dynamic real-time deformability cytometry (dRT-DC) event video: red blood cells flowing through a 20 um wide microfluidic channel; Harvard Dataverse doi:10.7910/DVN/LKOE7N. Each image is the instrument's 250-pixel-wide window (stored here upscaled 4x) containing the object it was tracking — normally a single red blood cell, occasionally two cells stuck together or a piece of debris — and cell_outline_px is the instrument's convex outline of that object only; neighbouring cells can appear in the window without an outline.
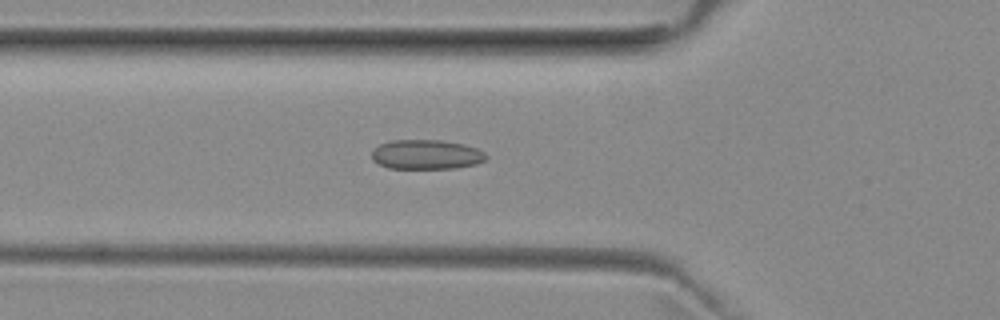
{"species": "common noctule bat (a hibernating species)", "species_latin": "Nyctalus noctula", "temperature_condition": "room temperature", "stored_images_in_passage": 43, "camera_frame_rate_fps": 3000, "um_per_image_px": 0.085, "animal": {"sex": "female", "body_mass_g": 29.2, "forearm_length_mm": 56.3}, "frame": {"image": 1, "passage_image": 13, "time_ms": 4.0, "image_size_px": [1000, 320], "cell_outline_px": [[488, 156], [484, 160], [476, 164], [456, 168], [388, 168], [372, 160], [372, 152], [380, 144], [392, 140], [440, 140], [464, 144], [476, 148], [484, 152]], "centroid_in_image_um": [36.25, 13.13], "position_along_channel_um": 89.6, "area_um2": 19.59}}
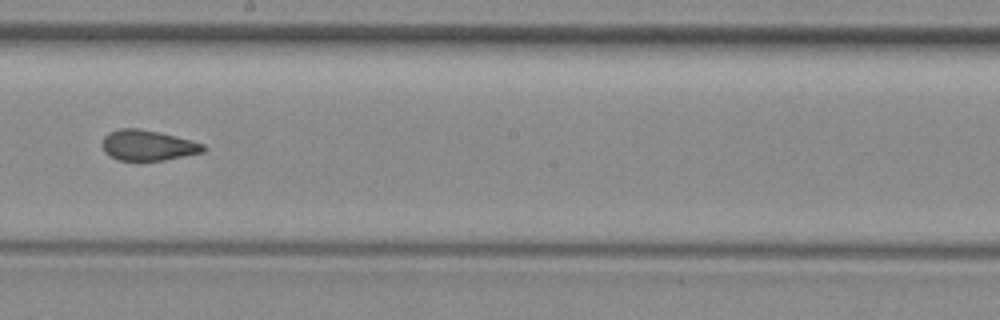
{"frame": {"image": 2, "passage_image": 24, "time_ms": 7.667, "image_size_px": [1000, 320], "cell_outline_px": [[204, 152], [164, 160], [116, 160], [104, 152], [104, 136], [108, 132], [120, 128], [136, 128], [156, 132], [192, 140], [204, 144]], "centroid_in_image_um": [12.56, 12.36], "position_along_channel_um": 235.6, "area_um2": 17.69}}
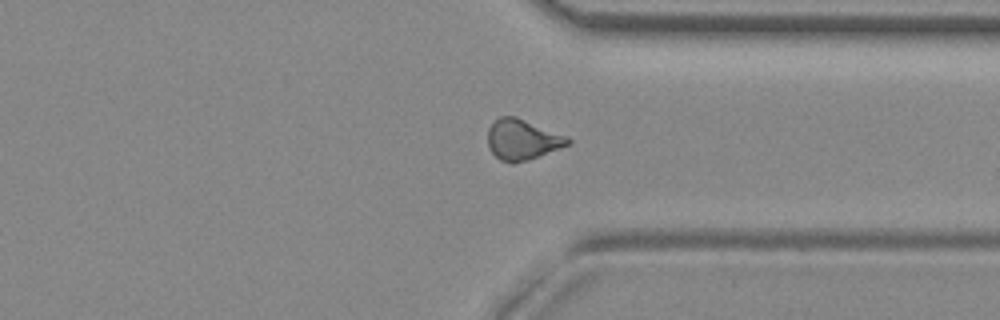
{"frame": {"image": 3, "passage_image": 34, "time_ms": 11.0, "image_size_px": [1000, 320], "cell_outline_px": [[572, 144], [528, 160], [512, 164], [500, 160], [488, 148], [488, 128], [500, 116], [516, 116], [568, 136], [572, 140]], "centroid_in_image_um": [44.43, 11.87], "position_along_channel_um": 367.0, "area_um2": 19.13}, "authors_computed_cell_mechanics": {"area_um2": 18.5538, "velocity_mm_per_s": 3.9775, "shape_relaxation_time_tau1_ms": null, "shape_relaxation_time_tau2_ms": 1.9342, "deformation_change_tau1": null, "deformation_change_tau2": 0.0516}}